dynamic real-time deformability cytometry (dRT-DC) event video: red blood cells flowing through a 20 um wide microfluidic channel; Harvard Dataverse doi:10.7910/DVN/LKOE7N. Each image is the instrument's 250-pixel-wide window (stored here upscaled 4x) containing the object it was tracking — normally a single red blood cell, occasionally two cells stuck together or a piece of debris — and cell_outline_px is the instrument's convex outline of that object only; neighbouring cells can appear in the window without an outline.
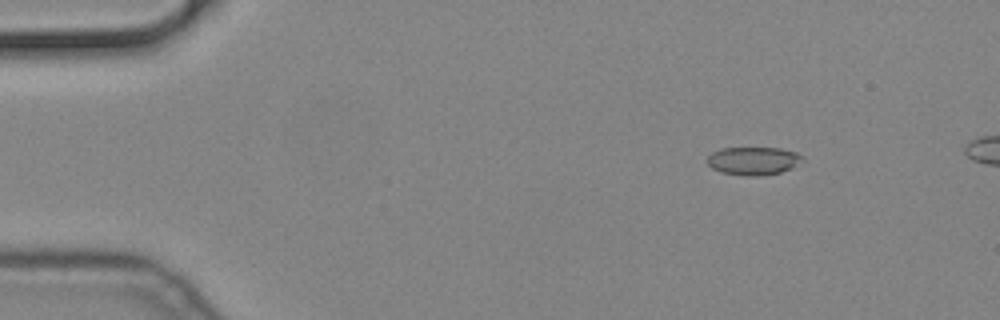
{"species": "common noctule bat (a hibernating species)", "species_latin": "Nyctalus noctula", "temperature_condition": "cold", "stored_images_in_passage": 54, "camera_frame_rate_fps": 3000, "um_per_image_px": 0.085, "animal": {"sex": "male", "body_mass_g": 19.2, "forearm_length_mm": 51.8}, "frame": {"image": 1, "passage_image": 8, "time_ms": 2.333, "image_size_px": [1000, 320], "cell_outline_px": [[804, 160], [792, 168], [780, 172], [760, 176], [744, 176], [720, 172], [712, 168], [708, 164], [708, 156], [712, 152], [720, 148], [780, 148], [796, 152], [804, 156]], "centroid_in_image_um": [64.05, 13.67], "position_along_channel_um": 21.0, "area_um2": 15.72}}
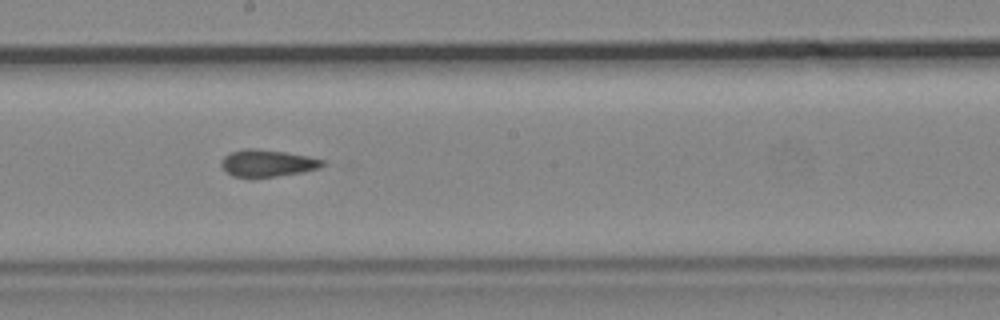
{"frame": {"image": 2, "passage_image": 32, "time_ms": 10.333, "image_size_px": [1000, 320], "cell_outline_px": [[324, 164], [320, 168], [300, 172], [276, 176], [232, 176], [220, 164], [220, 160], [224, 156], [232, 152], [244, 148], [256, 148], [284, 152], [308, 156], [324, 160]], "centroid_in_image_um": [22.72, 13.84], "position_along_channel_um": 225.5, "area_um2": 15.61}}
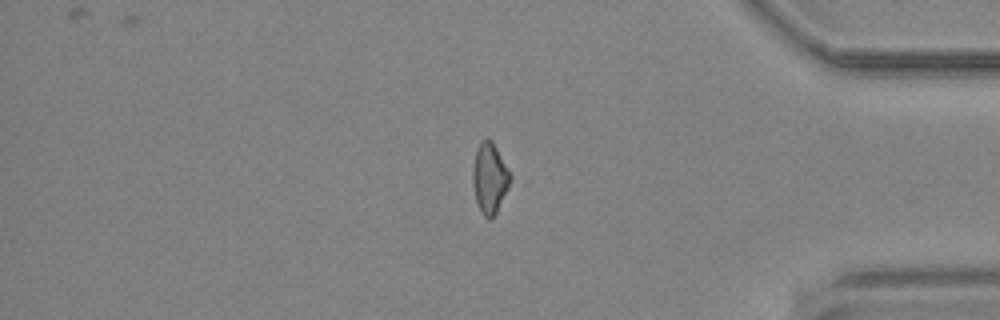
{"frame": {"image": 3, "passage_image": 48, "time_ms": 15.667, "image_size_px": [1000, 320], "cell_outline_px": [[512, 176], [508, 188], [496, 216], [488, 220], [480, 212], [476, 200], [472, 180], [472, 168], [476, 152], [480, 144], [484, 140], [492, 140]], "centroid_in_image_um": [41.63, 15.21], "position_along_channel_um": 393.6, "area_um2": 15.37}}